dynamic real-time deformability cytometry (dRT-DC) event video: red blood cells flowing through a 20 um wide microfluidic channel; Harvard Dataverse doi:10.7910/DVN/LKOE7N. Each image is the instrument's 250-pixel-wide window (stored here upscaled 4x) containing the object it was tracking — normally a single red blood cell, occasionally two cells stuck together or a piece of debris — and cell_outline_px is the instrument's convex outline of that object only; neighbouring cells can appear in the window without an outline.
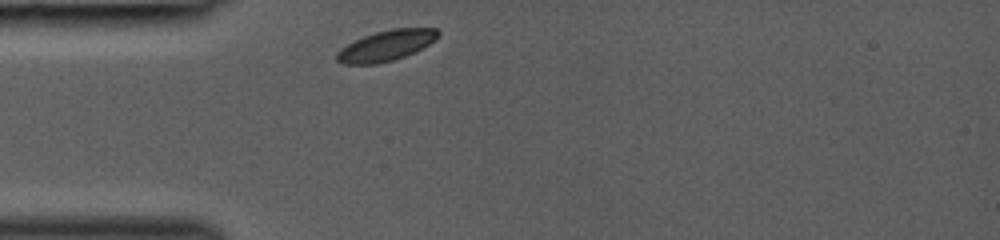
{"species": "common noctule bat (a hibernating species)", "species_latin": "Nyctalus noctula", "temperature_condition": "room temperature", "stored_images_in_passage": 27, "camera_frame_rate_fps": 3000, "um_per_image_px": 0.085, "animal": {"sex": "female", "body_mass_g": 19.0, "forearm_length_mm": 53.3}, "frame": {"image": 1, "passage_image": 1, "time_ms": 0.0, "image_size_px": [1000, 240], "cell_outline_px": [[440, 36], [428, 44], [404, 56], [392, 60], [376, 64], [344, 64], [336, 60], [336, 52], [340, 48], [364, 36], [376, 32], [392, 28], [436, 28], [440, 32]], "centroid_in_image_um": [32.81, 3.87], "position_along_channel_um": 52.2, "area_um2": 17.8}}
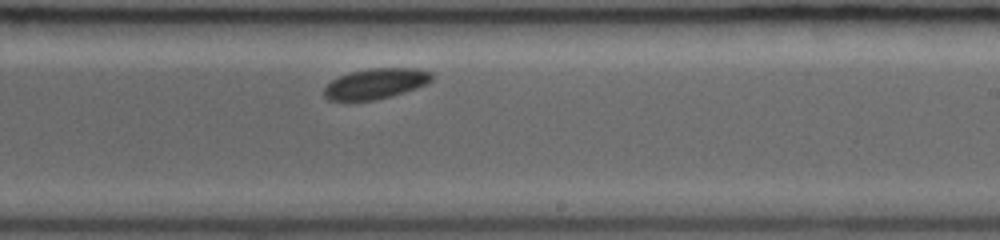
{"frame": {"image": 2, "passage_image": 16, "time_ms": 5.0, "image_size_px": [1000, 240], "cell_outline_px": [[432, 80], [416, 88], [392, 96], [376, 100], [328, 100], [324, 96], [324, 88], [332, 80], [340, 76], [352, 72], [368, 68], [416, 68], [432, 72]], "centroid_in_image_um": [31.94, 7.1], "position_along_channel_um": 257.1, "area_um2": 18.96}}
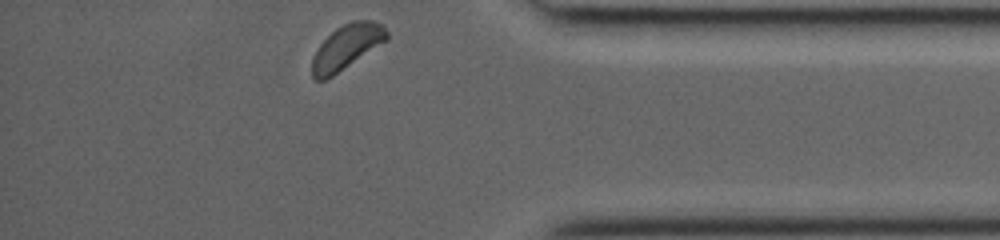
{"frame": {"image": 3, "passage_image": 27, "time_ms": 8.667, "image_size_px": [1000, 240], "cell_outline_px": [[388, 40], [332, 76], [324, 80], [316, 80], [312, 76], [312, 60], [320, 44], [336, 28], [352, 20], [372, 20], [380, 24], [388, 32]], "centroid_in_image_um": [29.48, 3.98], "position_along_channel_um": 405.7, "area_um2": 19.13}}